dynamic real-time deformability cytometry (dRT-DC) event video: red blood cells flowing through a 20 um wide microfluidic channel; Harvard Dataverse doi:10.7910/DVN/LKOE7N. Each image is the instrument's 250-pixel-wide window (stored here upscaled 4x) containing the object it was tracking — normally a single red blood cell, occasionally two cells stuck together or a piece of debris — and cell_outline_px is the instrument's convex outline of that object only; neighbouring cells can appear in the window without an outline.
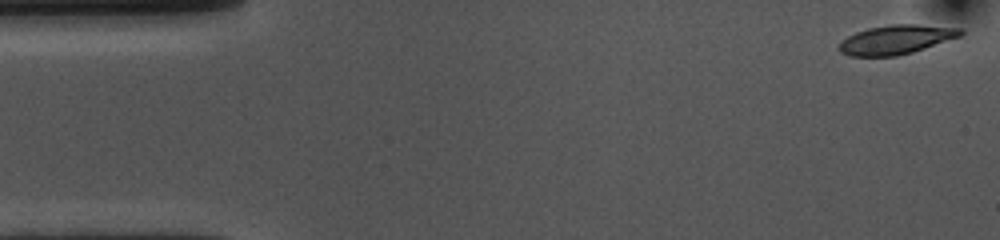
{"species": "common noctule bat (a hibernating species)", "species_latin": "Nyctalus noctula", "temperature_condition": "cold", "stored_images_in_passage": 54, "camera_frame_rate_fps": 3000, "um_per_image_px": 0.085, "animal": {"sex": "female", "body_mass_g": 10.0, "forearm_length_mm": 53.1}, "frame": {"image": 1, "passage_image": 1, "time_ms": 0.0, "image_size_px": [1000, 240], "cell_outline_px": [[964, 32], [960, 36], [912, 52], [896, 56], [848, 56], [840, 52], [836, 48], [840, 40], [856, 32], [868, 28], [892, 24], [916, 24], [960, 28]], "centroid_in_image_um": [76.1, 3.37], "position_along_channel_um": 8.9, "area_um2": 20.63}}
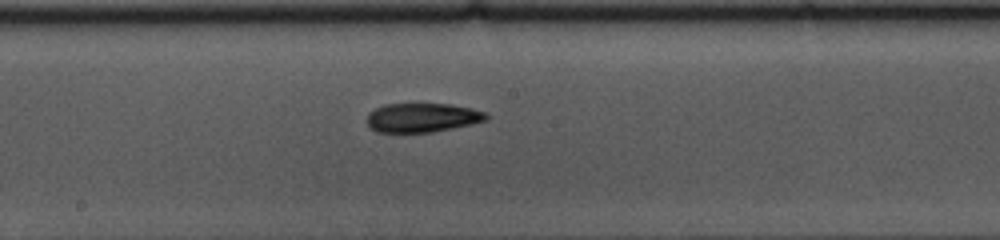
{"frame": {"image": 2, "passage_image": 27, "time_ms": 8.667, "image_size_px": [1000, 240], "cell_outline_px": [[488, 120], [472, 124], [432, 132], [376, 132], [368, 128], [368, 112], [384, 104], [452, 104], [472, 108], [484, 112], [488, 116]], "centroid_in_image_um": [35.88, 10.0], "position_along_channel_um": 212.3, "area_um2": 20.29}}
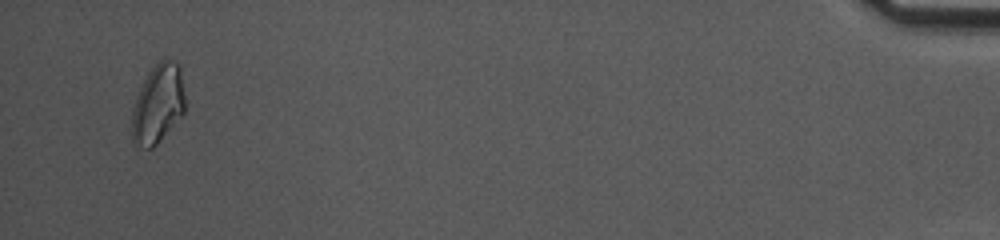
{"frame": {"image": 3, "passage_image": 52, "time_ms": 17.0, "image_size_px": [1000, 240], "cell_outline_px": [[184, 112], [156, 144], [152, 148], [144, 148], [132, 144], [132, 108], [136, 96], [148, 72], [164, 56], [180, 64], [184, 96]], "centroid_in_image_um": [13.41, 8.8], "position_along_channel_um": 421.8, "area_um2": 24.45}, "authors_computed_cell_mechanics": {"area_um2": 20.7791, "velocity_mm_per_s": 3.577, "shape_relaxation_time_tau1_ms": 4.2203, "shape_relaxation_time_tau2_ms": 6.1438, "deformation_change_tau1": 0.1361, "deformation_change_tau2": 0.1285}}